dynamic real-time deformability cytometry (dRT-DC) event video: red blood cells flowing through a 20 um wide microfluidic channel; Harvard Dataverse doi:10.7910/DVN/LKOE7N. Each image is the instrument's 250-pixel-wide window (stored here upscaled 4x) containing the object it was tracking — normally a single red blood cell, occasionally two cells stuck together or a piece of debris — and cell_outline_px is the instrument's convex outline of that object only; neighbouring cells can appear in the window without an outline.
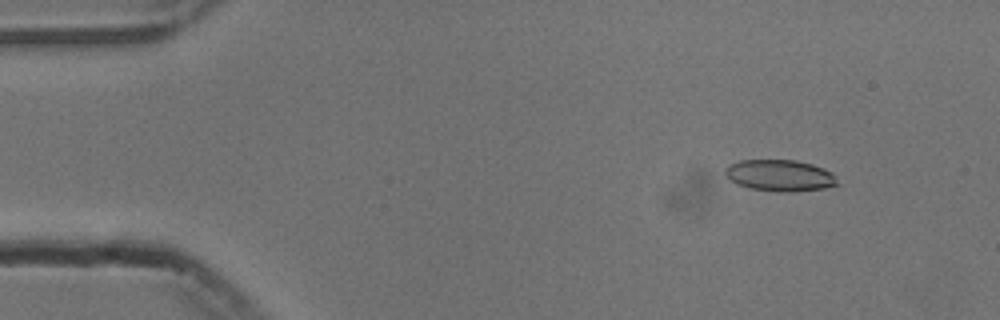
{"species": "common noctule bat (a hibernating species)", "species_latin": "Nyctalus noctula", "temperature_condition": "cold", "stored_images_in_passage": 54, "camera_frame_rate_fps": 3000, "um_per_image_px": 0.085, "animal": {"sex": "male", "body_mass_g": 13.3}, "frame": {"image": 1, "passage_image": 6, "time_ms": 1.667, "image_size_px": [1000, 320], "cell_outline_px": [[840, 184], [824, 188], [792, 192], [776, 192], [752, 188], [736, 184], [724, 172], [732, 164], [740, 160], [796, 160], [812, 164], [832, 172], [836, 176]], "centroid_in_image_um": [66.36, 14.92], "position_along_channel_um": 18.6, "area_um2": 20.46}}
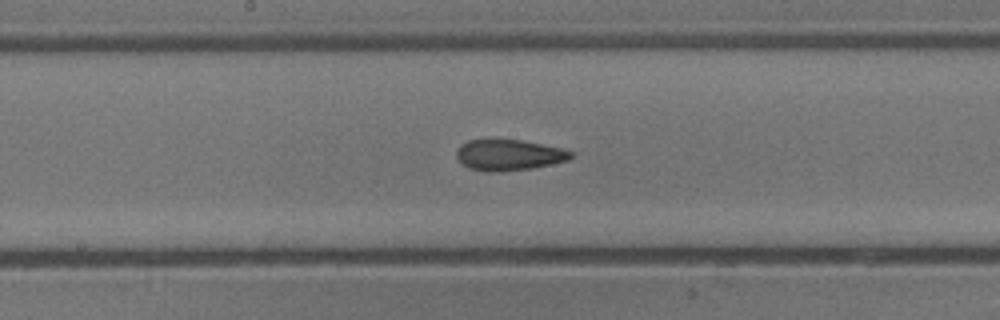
{"frame": {"image": 2, "passage_image": 28, "time_ms": 9.0, "image_size_px": [1000, 320], "cell_outline_px": [[572, 156], [568, 160], [532, 168], [500, 172], [488, 172], [472, 168], [464, 164], [456, 156], [456, 152], [460, 144], [468, 140], [520, 140], [560, 148], [572, 152]], "centroid_in_image_um": [43.23, 13.18], "position_along_channel_um": 205.0, "area_um2": 20.23}}
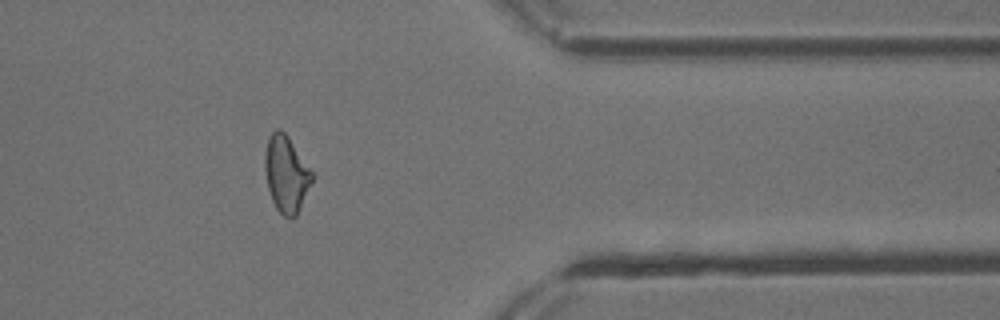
{"frame": {"image": 3, "passage_image": 44, "time_ms": 14.333, "image_size_px": [1000, 320], "cell_outline_px": [[312, 180], [300, 208], [296, 216], [284, 216], [276, 208], [272, 200], [268, 188], [264, 168], [264, 156], [268, 136], [276, 128], [280, 128], [288, 136], [312, 172]], "centroid_in_image_um": [24.29, 14.75], "position_along_channel_um": 387.1, "area_um2": 20.69}, "authors_computed_cell_mechanics": {"area_um2": 20.6057, "velocity_mm_per_s": 3.7593, "shape_relaxation_time_tau1_ms": 5.7851, "shape_relaxation_time_tau2_ms": 3.666, "deformation_change_tau1": 0.1467, "deformation_change_tau2": 0.1137}}